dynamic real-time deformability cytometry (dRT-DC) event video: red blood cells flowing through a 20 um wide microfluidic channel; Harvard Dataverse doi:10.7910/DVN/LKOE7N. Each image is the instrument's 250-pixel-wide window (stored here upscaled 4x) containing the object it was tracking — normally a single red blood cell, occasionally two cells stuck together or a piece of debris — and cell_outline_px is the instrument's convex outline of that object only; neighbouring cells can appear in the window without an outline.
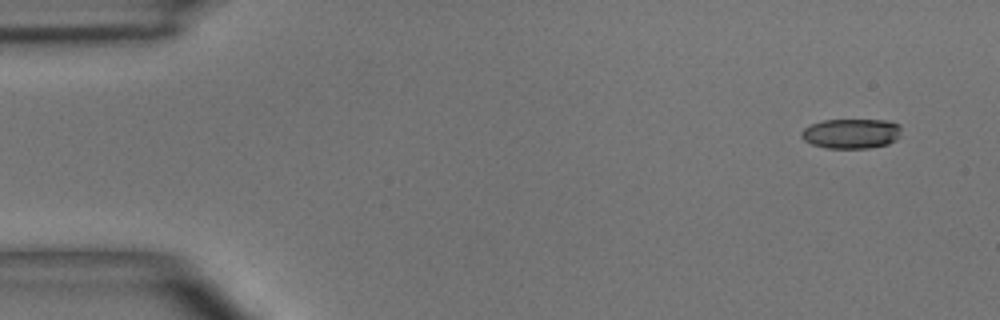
{"species": "common noctule bat (a hibernating species)", "species_latin": "Nyctalus noctula", "temperature_condition": "room temperature", "stored_images_in_passage": 4, "camera_frame_rate_fps": 3000, "um_per_image_px": 0.085, "animal": {"sex": "male", "body_mass_g": 15.6}, "frame": {"image": 1, "passage_image": 1, "time_ms": 0.0, "image_size_px": [1000, 320], "cell_outline_px": [[900, 136], [896, 140], [888, 144], [868, 148], [824, 148], [812, 144], [804, 140], [800, 136], [800, 132], [804, 128], [812, 124], [824, 120], [888, 120], [900, 124]], "centroid_in_image_um": [72.36, 11.35], "position_along_channel_um": 12.6, "area_um2": 17.51}}